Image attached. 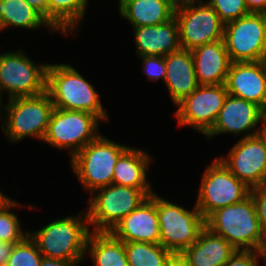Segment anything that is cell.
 Wrapping results in <instances>:
<instances>
[{"instance_id": "6da1fadb", "label": "cell", "mask_w": 266, "mask_h": 266, "mask_svg": "<svg viewBox=\"0 0 266 266\" xmlns=\"http://www.w3.org/2000/svg\"><path fill=\"white\" fill-rule=\"evenodd\" d=\"M91 233L88 214L80 210L78 215L57 218L39 230L30 232L43 257L84 264L86 244Z\"/></svg>"}, {"instance_id": "7a4b0ae2", "label": "cell", "mask_w": 266, "mask_h": 266, "mask_svg": "<svg viewBox=\"0 0 266 266\" xmlns=\"http://www.w3.org/2000/svg\"><path fill=\"white\" fill-rule=\"evenodd\" d=\"M46 92L54 108L88 112L108 122L109 115L102 106L100 94L70 64L48 65Z\"/></svg>"}, {"instance_id": "3957f363", "label": "cell", "mask_w": 266, "mask_h": 266, "mask_svg": "<svg viewBox=\"0 0 266 266\" xmlns=\"http://www.w3.org/2000/svg\"><path fill=\"white\" fill-rule=\"evenodd\" d=\"M53 109L52 99L46 91L37 96L9 99L5 104L0 103L1 131L12 144L29 137L41 142Z\"/></svg>"}, {"instance_id": "277c9868", "label": "cell", "mask_w": 266, "mask_h": 266, "mask_svg": "<svg viewBox=\"0 0 266 266\" xmlns=\"http://www.w3.org/2000/svg\"><path fill=\"white\" fill-rule=\"evenodd\" d=\"M205 227L224 237L236 250L260 251L265 237L250 195L212 212L205 219Z\"/></svg>"}, {"instance_id": "5b68a950", "label": "cell", "mask_w": 266, "mask_h": 266, "mask_svg": "<svg viewBox=\"0 0 266 266\" xmlns=\"http://www.w3.org/2000/svg\"><path fill=\"white\" fill-rule=\"evenodd\" d=\"M129 147L101 134L70 159L72 172L87 194L112 184L114 166Z\"/></svg>"}, {"instance_id": "8992f818", "label": "cell", "mask_w": 266, "mask_h": 266, "mask_svg": "<svg viewBox=\"0 0 266 266\" xmlns=\"http://www.w3.org/2000/svg\"><path fill=\"white\" fill-rule=\"evenodd\" d=\"M21 48L0 54V103L7 99L37 96L46 91L49 63H36Z\"/></svg>"}, {"instance_id": "52a82bcc", "label": "cell", "mask_w": 266, "mask_h": 266, "mask_svg": "<svg viewBox=\"0 0 266 266\" xmlns=\"http://www.w3.org/2000/svg\"><path fill=\"white\" fill-rule=\"evenodd\" d=\"M88 199L87 214L91 231L110 232L148 196L140 189L111 184L96 189Z\"/></svg>"}, {"instance_id": "ba28073f", "label": "cell", "mask_w": 266, "mask_h": 266, "mask_svg": "<svg viewBox=\"0 0 266 266\" xmlns=\"http://www.w3.org/2000/svg\"><path fill=\"white\" fill-rule=\"evenodd\" d=\"M160 227L159 243L173 255L181 254L198 239L205 219L194 204L192 210L166 200L156 193Z\"/></svg>"}, {"instance_id": "9c48e42d", "label": "cell", "mask_w": 266, "mask_h": 266, "mask_svg": "<svg viewBox=\"0 0 266 266\" xmlns=\"http://www.w3.org/2000/svg\"><path fill=\"white\" fill-rule=\"evenodd\" d=\"M98 116L75 110L54 108L42 142L57 149L69 150L70 159L100 135Z\"/></svg>"}, {"instance_id": "30bf717a", "label": "cell", "mask_w": 266, "mask_h": 266, "mask_svg": "<svg viewBox=\"0 0 266 266\" xmlns=\"http://www.w3.org/2000/svg\"><path fill=\"white\" fill-rule=\"evenodd\" d=\"M195 205L206 219L212 212L242 202L250 188L238 180L217 157L203 172Z\"/></svg>"}, {"instance_id": "8fae6325", "label": "cell", "mask_w": 266, "mask_h": 266, "mask_svg": "<svg viewBox=\"0 0 266 266\" xmlns=\"http://www.w3.org/2000/svg\"><path fill=\"white\" fill-rule=\"evenodd\" d=\"M174 17L178 23L182 49L193 50L217 40H223L224 23L204 0L178 2Z\"/></svg>"}, {"instance_id": "7c38bea8", "label": "cell", "mask_w": 266, "mask_h": 266, "mask_svg": "<svg viewBox=\"0 0 266 266\" xmlns=\"http://www.w3.org/2000/svg\"><path fill=\"white\" fill-rule=\"evenodd\" d=\"M223 41L231 62L266 58V14L250 13L224 24Z\"/></svg>"}, {"instance_id": "4fadbf2b", "label": "cell", "mask_w": 266, "mask_h": 266, "mask_svg": "<svg viewBox=\"0 0 266 266\" xmlns=\"http://www.w3.org/2000/svg\"><path fill=\"white\" fill-rule=\"evenodd\" d=\"M227 95L225 84L199 85L177 105L174 115L178 126H190L205 136L215 124Z\"/></svg>"}, {"instance_id": "5bb4252c", "label": "cell", "mask_w": 266, "mask_h": 266, "mask_svg": "<svg viewBox=\"0 0 266 266\" xmlns=\"http://www.w3.org/2000/svg\"><path fill=\"white\" fill-rule=\"evenodd\" d=\"M250 189L266 183V147L258 137H242L227 155L218 157Z\"/></svg>"}, {"instance_id": "9a60e30c", "label": "cell", "mask_w": 266, "mask_h": 266, "mask_svg": "<svg viewBox=\"0 0 266 266\" xmlns=\"http://www.w3.org/2000/svg\"><path fill=\"white\" fill-rule=\"evenodd\" d=\"M264 115V110L257 104L228 94L215 124L204 137L211 140L218 135L234 134L242 138V133L245 138L255 136Z\"/></svg>"}, {"instance_id": "2e32d148", "label": "cell", "mask_w": 266, "mask_h": 266, "mask_svg": "<svg viewBox=\"0 0 266 266\" xmlns=\"http://www.w3.org/2000/svg\"><path fill=\"white\" fill-rule=\"evenodd\" d=\"M110 233L123 243L159 244L160 227L156 208V192L120 220Z\"/></svg>"}, {"instance_id": "e0dca14e", "label": "cell", "mask_w": 266, "mask_h": 266, "mask_svg": "<svg viewBox=\"0 0 266 266\" xmlns=\"http://www.w3.org/2000/svg\"><path fill=\"white\" fill-rule=\"evenodd\" d=\"M229 95L253 102L266 110V63L232 62L225 82Z\"/></svg>"}, {"instance_id": "ac0fdd59", "label": "cell", "mask_w": 266, "mask_h": 266, "mask_svg": "<svg viewBox=\"0 0 266 266\" xmlns=\"http://www.w3.org/2000/svg\"><path fill=\"white\" fill-rule=\"evenodd\" d=\"M137 56H166L181 49L176 18L159 25L132 27Z\"/></svg>"}, {"instance_id": "d6986e66", "label": "cell", "mask_w": 266, "mask_h": 266, "mask_svg": "<svg viewBox=\"0 0 266 266\" xmlns=\"http://www.w3.org/2000/svg\"><path fill=\"white\" fill-rule=\"evenodd\" d=\"M166 77L164 84L174 105H178L199 86L194 59L190 50L180 49L164 56Z\"/></svg>"}, {"instance_id": "ffe728a7", "label": "cell", "mask_w": 266, "mask_h": 266, "mask_svg": "<svg viewBox=\"0 0 266 266\" xmlns=\"http://www.w3.org/2000/svg\"><path fill=\"white\" fill-rule=\"evenodd\" d=\"M191 53L199 85L225 84L232 62L223 40L194 48Z\"/></svg>"}, {"instance_id": "44dd1931", "label": "cell", "mask_w": 266, "mask_h": 266, "mask_svg": "<svg viewBox=\"0 0 266 266\" xmlns=\"http://www.w3.org/2000/svg\"><path fill=\"white\" fill-rule=\"evenodd\" d=\"M151 162L153 158L146 150L129 146L114 166L112 184L140 189L149 197L154 193L147 178Z\"/></svg>"}, {"instance_id": "7402d4cb", "label": "cell", "mask_w": 266, "mask_h": 266, "mask_svg": "<svg viewBox=\"0 0 266 266\" xmlns=\"http://www.w3.org/2000/svg\"><path fill=\"white\" fill-rule=\"evenodd\" d=\"M235 251L224 237L204 227L197 241L180 255L190 266H224Z\"/></svg>"}, {"instance_id": "603a6c76", "label": "cell", "mask_w": 266, "mask_h": 266, "mask_svg": "<svg viewBox=\"0 0 266 266\" xmlns=\"http://www.w3.org/2000/svg\"><path fill=\"white\" fill-rule=\"evenodd\" d=\"M119 15L132 27L159 25L174 17L177 0H117Z\"/></svg>"}, {"instance_id": "cb8c5ba5", "label": "cell", "mask_w": 266, "mask_h": 266, "mask_svg": "<svg viewBox=\"0 0 266 266\" xmlns=\"http://www.w3.org/2000/svg\"><path fill=\"white\" fill-rule=\"evenodd\" d=\"M47 27L57 32L50 23L25 0H0V32L7 28L38 30Z\"/></svg>"}, {"instance_id": "d4e9b609", "label": "cell", "mask_w": 266, "mask_h": 266, "mask_svg": "<svg viewBox=\"0 0 266 266\" xmlns=\"http://www.w3.org/2000/svg\"><path fill=\"white\" fill-rule=\"evenodd\" d=\"M85 254L95 266H129L124 243L110 232L91 231Z\"/></svg>"}, {"instance_id": "484cf974", "label": "cell", "mask_w": 266, "mask_h": 266, "mask_svg": "<svg viewBox=\"0 0 266 266\" xmlns=\"http://www.w3.org/2000/svg\"><path fill=\"white\" fill-rule=\"evenodd\" d=\"M90 0H48L49 23L65 37L76 35ZM76 29V30H75ZM75 30V31H74Z\"/></svg>"}, {"instance_id": "4316f807", "label": "cell", "mask_w": 266, "mask_h": 266, "mask_svg": "<svg viewBox=\"0 0 266 266\" xmlns=\"http://www.w3.org/2000/svg\"><path fill=\"white\" fill-rule=\"evenodd\" d=\"M129 266H166L172 253L160 243H124Z\"/></svg>"}, {"instance_id": "83f0119b", "label": "cell", "mask_w": 266, "mask_h": 266, "mask_svg": "<svg viewBox=\"0 0 266 266\" xmlns=\"http://www.w3.org/2000/svg\"><path fill=\"white\" fill-rule=\"evenodd\" d=\"M20 206L18 202L11 197L7 198L0 205V241L19 243L22 242L28 235L29 230L21 227L19 216L14 211Z\"/></svg>"}, {"instance_id": "f1b7e54d", "label": "cell", "mask_w": 266, "mask_h": 266, "mask_svg": "<svg viewBox=\"0 0 266 266\" xmlns=\"http://www.w3.org/2000/svg\"><path fill=\"white\" fill-rule=\"evenodd\" d=\"M42 257L36 243L28 235L14 245L6 266H39Z\"/></svg>"}, {"instance_id": "f546056e", "label": "cell", "mask_w": 266, "mask_h": 266, "mask_svg": "<svg viewBox=\"0 0 266 266\" xmlns=\"http://www.w3.org/2000/svg\"><path fill=\"white\" fill-rule=\"evenodd\" d=\"M206 2L214 9L224 24L250 14L245 0H206Z\"/></svg>"}, {"instance_id": "4dcf8cb0", "label": "cell", "mask_w": 266, "mask_h": 266, "mask_svg": "<svg viewBox=\"0 0 266 266\" xmlns=\"http://www.w3.org/2000/svg\"><path fill=\"white\" fill-rule=\"evenodd\" d=\"M142 61L143 73L153 82L165 81L166 64L164 56H137Z\"/></svg>"}, {"instance_id": "1f68e13d", "label": "cell", "mask_w": 266, "mask_h": 266, "mask_svg": "<svg viewBox=\"0 0 266 266\" xmlns=\"http://www.w3.org/2000/svg\"><path fill=\"white\" fill-rule=\"evenodd\" d=\"M249 195L253 199L260 226L266 234V183L251 188Z\"/></svg>"}, {"instance_id": "d6a6232c", "label": "cell", "mask_w": 266, "mask_h": 266, "mask_svg": "<svg viewBox=\"0 0 266 266\" xmlns=\"http://www.w3.org/2000/svg\"><path fill=\"white\" fill-rule=\"evenodd\" d=\"M260 257L261 253L258 250L238 249L231 255L230 259L224 266H259Z\"/></svg>"}, {"instance_id": "836d02e7", "label": "cell", "mask_w": 266, "mask_h": 266, "mask_svg": "<svg viewBox=\"0 0 266 266\" xmlns=\"http://www.w3.org/2000/svg\"><path fill=\"white\" fill-rule=\"evenodd\" d=\"M16 243L0 241V266H6Z\"/></svg>"}, {"instance_id": "e575fe53", "label": "cell", "mask_w": 266, "mask_h": 266, "mask_svg": "<svg viewBox=\"0 0 266 266\" xmlns=\"http://www.w3.org/2000/svg\"><path fill=\"white\" fill-rule=\"evenodd\" d=\"M49 22L48 0H25Z\"/></svg>"}, {"instance_id": "d590c367", "label": "cell", "mask_w": 266, "mask_h": 266, "mask_svg": "<svg viewBox=\"0 0 266 266\" xmlns=\"http://www.w3.org/2000/svg\"><path fill=\"white\" fill-rule=\"evenodd\" d=\"M245 4L250 13L266 14V0H245Z\"/></svg>"}, {"instance_id": "8d00e7d4", "label": "cell", "mask_w": 266, "mask_h": 266, "mask_svg": "<svg viewBox=\"0 0 266 266\" xmlns=\"http://www.w3.org/2000/svg\"><path fill=\"white\" fill-rule=\"evenodd\" d=\"M39 266H77L74 262L42 257Z\"/></svg>"}, {"instance_id": "74e56055", "label": "cell", "mask_w": 266, "mask_h": 266, "mask_svg": "<svg viewBox=\"0 0 266 266\" xmlns=\"http://www.w3.org/2000/svg\"><path fill=\"white\" fill-rule=\"evenodd\" d=\"M256 136L266 147V116L265 115L260 120L259 127L257 128Z\"/></svg>"}, {"instance_id": "f35d334b", "label": "cell", "mask_w": 266, "mask_h": 266, "mask_svg": "<svg viewBox=\"0 0 266 266\" xmlns=\"http://www.w3.org/2000/svg\"><path fill=\"white\" fill-rule=\"evenodd\" d=\"M166 266H190L180 254L172 255Z\"/></svg>"}, {"instance_id": "ab89813d", "label": "cell", "mask_w": 266, "mask_h": 266, "mask_svg": "<svg viewBox=\"0 0 266 266\" xmlns=\"http://www.w3.org/2000/svg\"><path fill=\"white\" fill-rule=\"evenodd\" d=\"M260 253H261V260L263 261V263L265 262V266H266V234H265V237H264V241H263V244H262V247L260 249Z\"/></svg>"}, {"instance_id": "60d3db41", "label": "cell", "mask_w": 266, "mask_h": 266, "mask_svg": "<svg viewBox=\"0 0 266 266\" xmlns=\"http://www.w3.org/2000/svg\"><path fill=\"white\" fill-rule=\"evenodd\" d=\"M7 198H9V196L7 195H5V194H3V192H1V190H0V205L7 199Z\"/></svg>"}, {"instance_id": "b9f144b4", "label": "cell", "mask_w": 266, "mask_h": 266, "mask_svg": "<svg viewBox=\"0 0 266 266\" xmlns=\"http://www.w3.org/2000/svg\"><path fill=\"white\" fill-rule=\"evenodd\" d=\"M186 1H199V0H177V3L178 2H186Z\"/></svg>"}]
</instances>
